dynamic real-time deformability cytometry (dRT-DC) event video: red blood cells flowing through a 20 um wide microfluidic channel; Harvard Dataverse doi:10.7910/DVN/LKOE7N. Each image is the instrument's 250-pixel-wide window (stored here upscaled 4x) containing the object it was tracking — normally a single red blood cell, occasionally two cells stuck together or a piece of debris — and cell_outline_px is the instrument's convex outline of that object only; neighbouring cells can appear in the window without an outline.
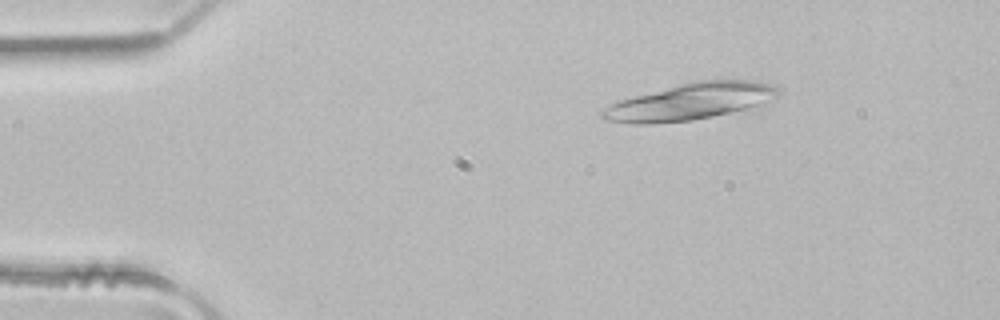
{"species": "common noctule bat (a hibernating species)", "species_latin": "Nyctalus noctula", "temperature_condition": "room temperature", "stored_images_in_passage": 4, "camera_frame_rate_fps": 3000, "um_per_image_px": 0.085, "animal": {"sex": "male", "body_mass_g": 21.5, "forearm_length_mm": 52.0}, "frame": {"image": 1, "passage_image": 1, "time_ms": 0.0, "image_size_px": [1000, 320], "cell_outline_px": [[780, 92], [776, 96], [760, 104], [748, 108], [712, 116], [692, 120], [652, 124], [632, 124], [604, 120], [600, 116], [600, 112], [604, 108], [620, 100], [680, 84], [696, 80], [756, 80], [768, 84], [776, 88]], "centroid_in_image_um": [58.62, 8.64], "position_along_channel_um": 26.4, "area_um2": 36.99}}